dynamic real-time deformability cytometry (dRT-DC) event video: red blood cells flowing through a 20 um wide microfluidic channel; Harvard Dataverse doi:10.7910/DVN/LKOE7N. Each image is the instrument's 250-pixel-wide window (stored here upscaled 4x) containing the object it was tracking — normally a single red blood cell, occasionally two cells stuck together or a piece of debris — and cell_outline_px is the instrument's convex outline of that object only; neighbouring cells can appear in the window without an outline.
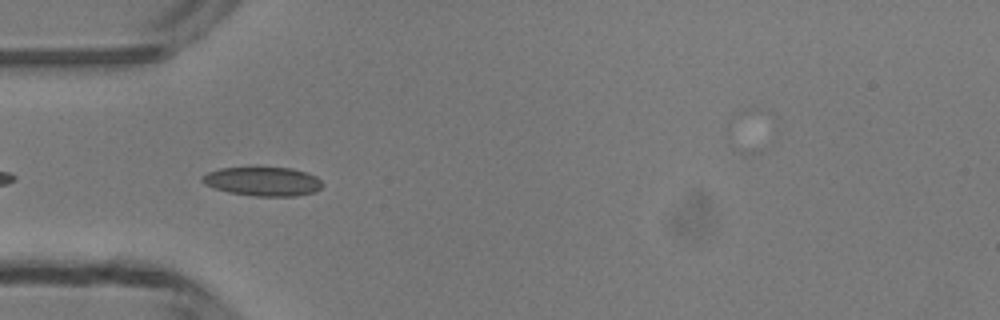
{"species": "common noctule bat (a hibernating species)", "species_latin": "Nyctalus noctula", "temperature_condition": "room temperature", "stored_images_in_passage": 36, "camera_frame_rate_fps": 3000, "um_per_image_px": 0.085, "animal": {"sex": "male", "body_mass_g": 13.3}, "frame": {"image": 1, "passage_image": 2, "time_ms": 0.333, "image_size_px": [1000, 320], "cell_outline_px": [[324, 184], [316, 192], [296, 196], [256, 196], [228, 192], [204, 184], [200, 180], [200, 176], [208, 172], [220, 168], [292, 168], [308, 172], [316, 176]], "centroid_in_image_um": [22.36, 15.42], "position_along_channel_um": 62.6, "area_um2": 20.35}}
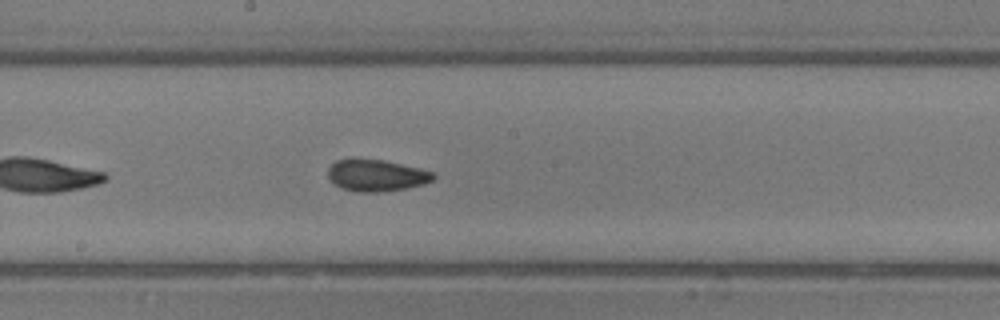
{"frame": {"image": 2, "passage_image": 13, "time_ms": 4.0, "image_size_px": [1000, 320], "cell_outline_px": [[436, 176], [432, 180], [424, 184], [408, 188], [380, 192], [360, 192], [344, 188], [336, 184], [328, 176], [328, 168], [336, 160], [352, 156], [384, 160], [420, 168], [436, 172]], "centroid_in_image_um": [32.01, 14.87], "position_along_channel_um": 216.2, "area_um2": 19.88}}
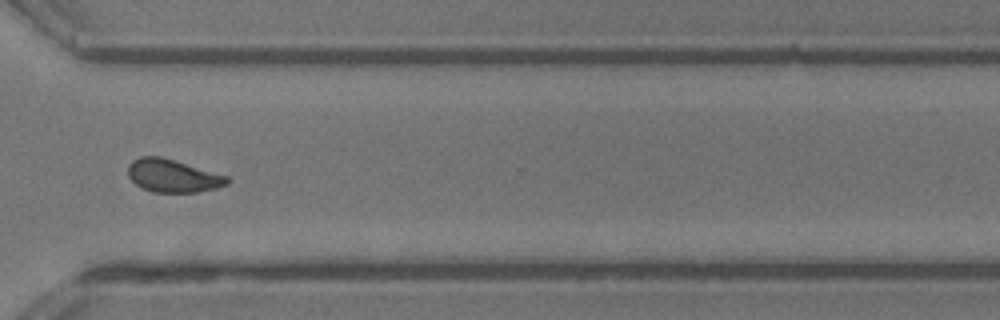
{"frame": {"image": 3, "passage_image": 23, "time_ms": 7.333, "image_size_px": [1000, 320], "cell_outline_px": [[232, 180], [228, 184], [216, 188], [196, 192], [152, 192], [136, 184], [128, 176], [128, 164], [132, 160], [140, 156], [160, 156], [228, 176]], "centroid_in_image_um": [14.69, 14.94], "position_along_channel_um": 355.9, "area_um2": 18.96}, "authors_computed_cell_mechanics": {"area_um2": 18.9584, "velocity_mm_per_s": 4.1997, "shape_relaxation_time_tau1_ms": 8.4306, "shape_relaxation_time_tau2_ms": 1.4771, "deformation_change_tau1": 0.1643, "deformation_change_tau2": 0.0786}}